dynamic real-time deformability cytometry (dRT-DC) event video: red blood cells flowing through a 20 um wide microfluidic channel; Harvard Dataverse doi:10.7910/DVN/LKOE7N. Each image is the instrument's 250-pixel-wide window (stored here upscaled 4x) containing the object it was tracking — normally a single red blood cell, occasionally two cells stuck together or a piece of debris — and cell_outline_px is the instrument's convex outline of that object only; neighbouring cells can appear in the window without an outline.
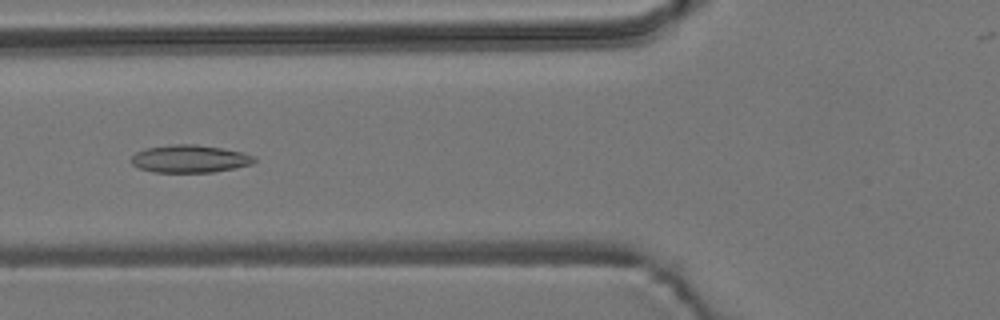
{"species": "common noctule bat (a hibernating species)", "species_latin": "Nyctalus noctula", "temperature_condition": "room temperature", "stored_images_in_passage": 54, "camera_frame_rate_fps": 3000, "um_per_image_px": 0.085, "animal": {"sex": "male", "body_mass_g": 19.2, "forearm_length_mm": 51.8}, "frame": {"image": 1, "passage_image": 19, "time_ms": 6.0, "image_size_px": [1000, 320], "cell_outline_px": [[256, 160], [252, 164], [236, 168], [212, 172], [152, 172], [140, 168], [132, 164], [128, 160], [136, 152], [144, 148], [168, 144], [196, 144], [244, 152], [256, 156]], "centroid_in_image_um": [16.12, 13.49], "position_along_channel_um": 109.7, "area_um2": 20.11}}
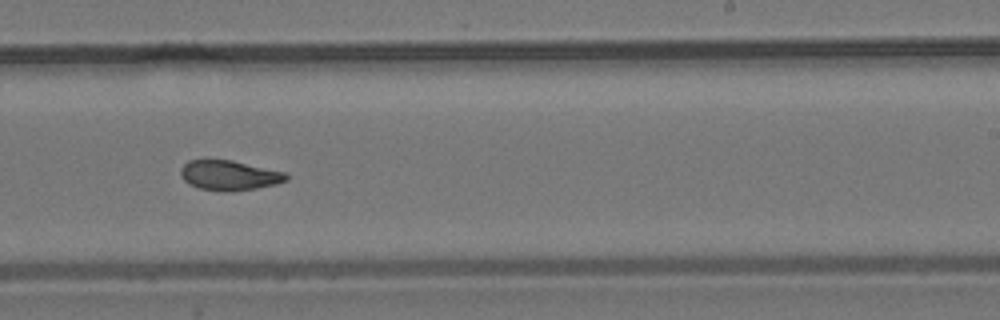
{"frame": {"image": 2, "passage_image": 32, "time_ms": 10.333, "image_size_px": [1000, 320], "cell_outline_px": [[288, 180], [276, 184], [256, 188], [224, 192], [200, 188], [188, 184], [180, 176], [180, 168], [188, 160], [232, 160], [288, 172]], "centroid_in_image_um": [19.5, 14.9], "position_along_channel_um": 269.5, "area_um2": 18.55}}
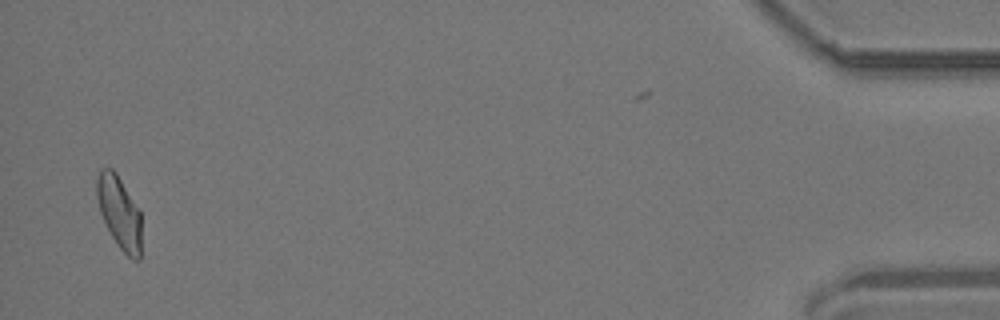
{"frame": {"image": 3, "passage_image": 52, "time_ms": 17.0, "image_size_px": [1000, 320], "cell_outline_px": [[140, 260], [132, 260], [120, 248], [112, 236], [100, 212], [96, 196], [96, 180], [100, 168], [112, 168], [116, 172], [140, 212]], "centroid_in_image_um": [10.12, 18.03], "position_along_channel_um": 425.1, "area_um2": 18.55}, "authors_computed_cell_mechanics": {"area_um2": 18.9006, "velocity_mm_per_s": 3.698, "shape_relaxation_time_tau1_ms": null, "shape_relaxation_time_tau2_ms": 2.4917, "deformation_change_tau1": null, "deformation_change_tau2": 0.0873}}